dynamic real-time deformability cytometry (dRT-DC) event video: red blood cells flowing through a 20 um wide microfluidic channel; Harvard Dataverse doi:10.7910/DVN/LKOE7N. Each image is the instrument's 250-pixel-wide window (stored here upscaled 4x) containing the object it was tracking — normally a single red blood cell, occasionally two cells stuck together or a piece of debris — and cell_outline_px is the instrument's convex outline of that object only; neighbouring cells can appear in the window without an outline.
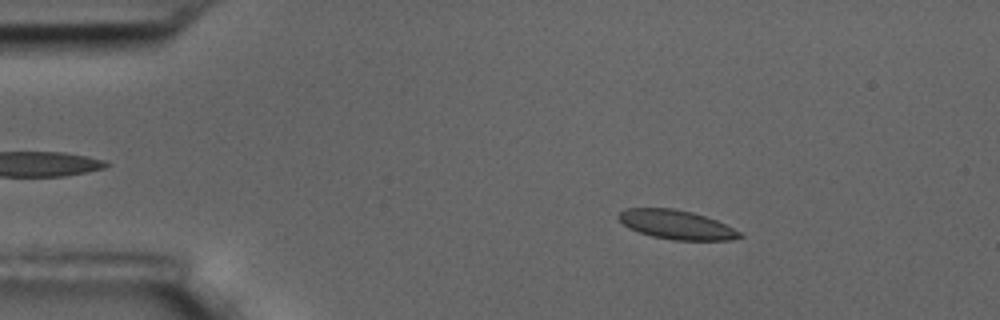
{"species": "common noctule bat (a hibernating species)", "species_latin": "Nyctalus noctula", "temperature_condition": "room temperature", "stored_images_in_passage": 55, "camera_frame_rate_fps": 3000, "um_per_image_px": 0.085, "animal": {"sex": "male", "body_mass_g": 17.5, "forearm_length_mm": 52.3}, "frame": {"image": 1, "passage_image": 9, "time_ms": 2.667, "image_size_px": [1000, 320], "cell_outline_px": [[744, 236], [732, 240], [672, 240], [652, 236], [628, 228], [616, 216], [624, 208], [672, 208], [692, 212], [716, 220], [740, 232]], "centroid_in_image_um": [57.47, 19.09], "position_along_channel_um": 27.5, "area_um2": 20.4}}
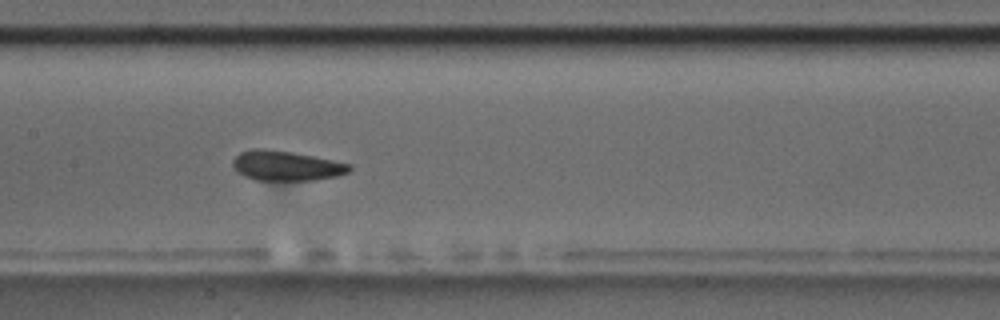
{"frame": {"image": 2, "passage_image": 27, "time_ms": 8.667, "image_size_px": [1000, 320], "cell_outline_px": [[352, 168], [348, 172], [336, 176], [316, 180], [256, 180], [244, 176], [236, 172], [232, 164], [232, 160], [240, 152], [252, 148], [264, 148], [292, 152], [352, 164]], "centroid_in_image_um": [24.3, 14.08], "position_along_channel_um": 183.1, "area_um2": 20.4}}
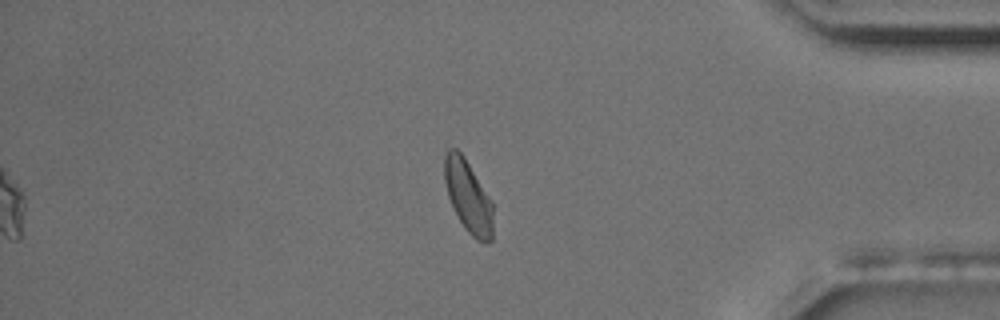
{"frame": {"image": 3, "passage_image": 47, "time_ms": 15.333, "image_size_px": [1000, 320], "cell_outline_px": [[492, 240], [476, 240], [464, 228], [448, 196], [444, 180], [444, 156], [448, 148], [456, 148], [464, 156], [492, 200]], "centroid_in_image_um": [39.78, 16.64], "position_along_channel_um": 395.4, "area_um2": 20.23}, "authors_computed_cell_mechanics": {"area_um2": 20.6346, "velocity_mm_per_s": 3.6206, "shape_relaxation_time_tau1_ms": 6.1017, "shape_relaxation_time_tau2_ms": 1.0797, "deformation_change_tau1": 0.1118, "deformation_change_tau2": 0.0587}}